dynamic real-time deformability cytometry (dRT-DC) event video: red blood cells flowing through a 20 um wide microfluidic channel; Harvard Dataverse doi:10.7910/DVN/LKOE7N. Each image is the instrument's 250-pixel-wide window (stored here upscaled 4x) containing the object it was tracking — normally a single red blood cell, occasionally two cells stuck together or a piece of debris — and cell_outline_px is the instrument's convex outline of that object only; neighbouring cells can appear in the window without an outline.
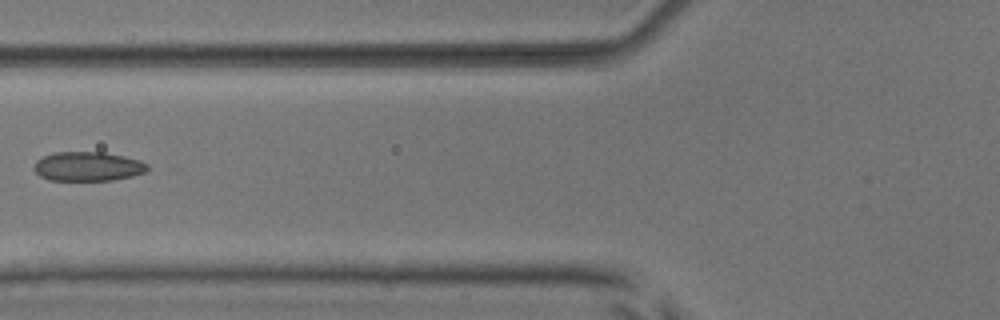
{"species": "common noctule bat (a hibernating species)", "species_latin": "Nyctalus noctula", "temperature_condition": "room temperature", "stored_images_in_passage": 7, "camera_frame_rate_fps": 3000, "um_per_image_px": 0.085, "animal": {"sex": "male", "body_mass_g": 17.9, "forearm_length_mm": 54.2}, "frame": {"image": 1, "passage_image": 6, "time_ms": 6.0, "image_size_px": [1000, 320], "cell_outline_px": [[148, 168], [144, 172], [132, 176], [112, 180], [48, 180], [40, 176], [32, 168], [36, 160], [44, 156], [56, 152], [104, 152], [124, 156], [140, 160], [148, 164]], "centroid_in_image_um": [7.45, 14.14], "position_along_channel_um": 118.4, "area_um2": 19.36}}
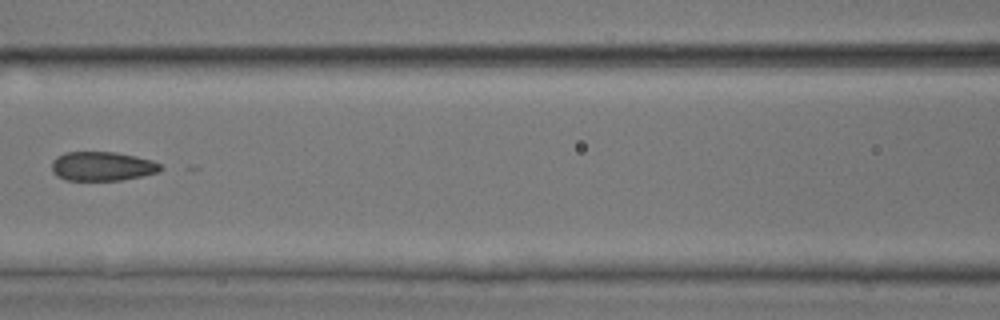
{"frame": {"image": 2, "passage_image": 7, "time_ms": 7.0, "image_size_px": [1000, 320], "cell_outline_px": [[164, 168], [156, 172], [140, 176], [120, 180], [68, 180], [56, 176], [52, 172], [52, 160], [56, 156], [64, 152], [116, 152], [136, 156], [152, 160], [160, 164]], "centroid_in_image_um": [8.65, 14.12], "position_along_channel_um": 157.9, "area_um2": 18.5}}